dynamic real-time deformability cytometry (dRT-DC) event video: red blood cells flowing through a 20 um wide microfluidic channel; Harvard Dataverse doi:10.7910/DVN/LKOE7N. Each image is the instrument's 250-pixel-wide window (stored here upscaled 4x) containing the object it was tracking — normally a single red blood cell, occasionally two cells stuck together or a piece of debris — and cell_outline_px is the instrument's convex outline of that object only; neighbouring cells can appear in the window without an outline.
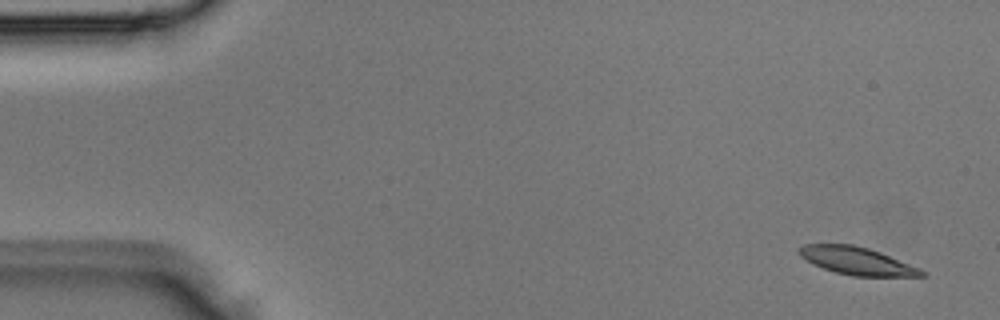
{"species": "Egyptian fruit bat (a non-hibernating species)", "species_latin": "Rousettus aegyptiacus", "temperature_condition": "room temperature", "stored_images_in_passage": 3, "segment_of_instrument_passage": [1, 2], "camera_frame_rate_fps": 3000, "um_per_image_px": 0.085, "animal": {"sex": "male"}, "frame": {"image": 1, "passage_image": 1, "time_ms": 0.0, "image_size_px": [1000, 320], "cell_outline_px": [[924, 276], [852, 276], [836, 272], [812, 264], [800, 256], [796, 248], [804, 244], [852, 244], [868, 248], [880, 252], [920, 268], [924, 272]], "centroid_in_image_um": [72.79, 22.16], "position_along_channel_um": 12.2, "area_um2": 19.65}}